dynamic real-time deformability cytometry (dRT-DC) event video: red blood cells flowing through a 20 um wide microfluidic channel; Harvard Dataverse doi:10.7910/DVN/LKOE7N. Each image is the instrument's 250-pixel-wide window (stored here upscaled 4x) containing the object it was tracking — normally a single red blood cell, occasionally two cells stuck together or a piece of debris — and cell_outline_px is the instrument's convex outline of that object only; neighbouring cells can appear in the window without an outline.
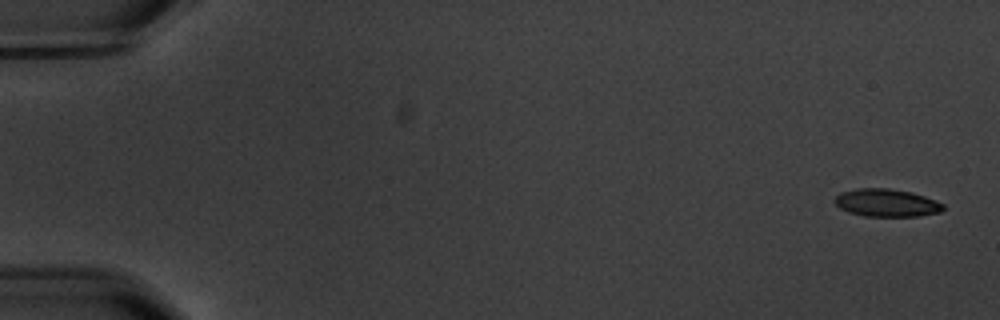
{"species": "common noctule bat (a hibernating species)", "species_latin": "Nyctalus noctula", "temperature_condition": "warm", "stored_images_in_passage": 8, "camera_frame_rate_fps": 3000, "um_per_image_px": 0.085, "animal": {"sex": "male", "body_mass_g": 20.1, "forearm_length_mm": 53.5}, "frame": {"image": 1, "passage_image": 1, "time_ms": 0.0, "image_size_px": [1000, 320], "cell_outline_px": [[944, 208], [940, 212], [920, 216], [864, 216], [848, 212], [840, 208], [832, 200], [840, 192], [856, 188], [888, 188], [912, 192], [936, 200], [944, 204]], "centroid_in_image_um": [75.34, 17.23], "position_along_channel_um": 9.7, "area_um2": 17.69}}
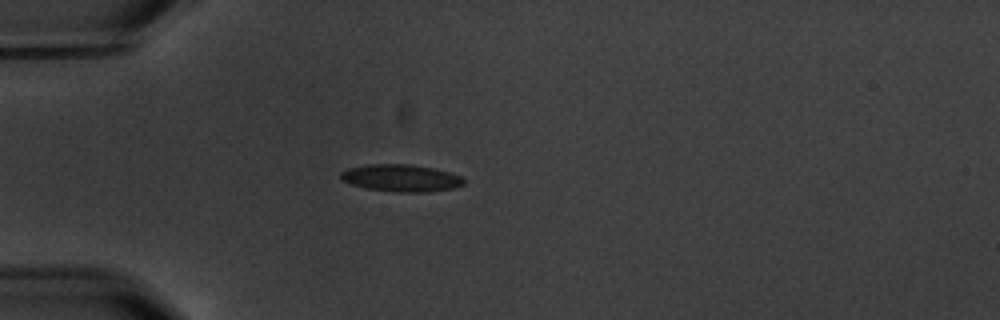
{"frame": {"image": 2, "passage_image": 5, "time_ms": 5.0, "image_size_px": [1000, 320], "cell_outline_px": [[464, 184], [452, 188], [428, 192], [396, 192], [364, 188], [340, 180], [340, 172], [348, 168], [368, 164], [408, 164], [432, 168], [448, 172], [460, 176], [464, 180]], "centroid_in_image_um": [34.04, 15.13], "position_along_channel_um": 51.0, "area_um2": 19.42}}